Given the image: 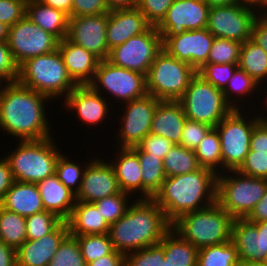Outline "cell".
<instances>
[{"label": "cell", "instance_id": "cell-1", "mask_svg": "<svg viewBox=\"0 0 267 266\" xmlns=\"http://www.w3.org/2000/svg\"><path fill=\"white\" fill-rule=\"evenodd\" d=\"M49 100L18 81L6 83L0 92V130L19 141L52 137L44 103Z\"/></svg>", "mask_w": 267, "mask_h": 266}, {"label": "cell", "instance_id": "cell-2", "mask_svg": "<svg viewBox=\"0 0 267 266\" xmlns=\"http://www.w3.org/2000/svg\"><path fill=\"white\" fill-rule=\"evenodd\" d=\"M127 212L111 224L108 236L115 251L124 255L158 244L172 223L152 198H138Z\"/></svg>", "mask_w": 267, "mask_h": 266}, {"label": "cell", "instance_id": "cell-3", "mask_svg": "<svg viewBox=\"0 0 267 266\" xmlns=\"http://www.w3.org/2000/svg\"><path fill=\"white\" fill-rule=\"evenodd\" d=\"M217 175L210 169L166 177L152 198L172 223L183 214L207 208L216 202Z\"/></svg>", "mask_w": 267, "mask_h": 266}, {"label": "cell", "instance_id": "cell-4", "mask_svg": "<svg viewBox=\"0 0 267 266\" xmlns=\"http://www.w3.org/2000/svg\"><path fill=\"white\" fill-rule=\"evenodd\" d=\"M234 218L217 202L211 206L183 214L172 222L171 229L198 250L231 240Z\"/></svg>", "mask_w": 267, "mask_h": 266}, {"label": "cell", "instance_id": "cell-5", "mask_svg": "<svg viewBox=\"0 0 267 266\" xmlns=\"http://www.w3.org/2000/svg\"><path fill=\"white\" fill-rule=\"evenodd\" d=\"M17 81L53 100L66 98L77 86L69 76L58 49L23 62L19 66Z\"/></svg>", "mask_w": 267, "mask_h": 266}, {"label": "cell", "instance_id": "cell-6", "mask_svg": "<svg viewBox=\"0 0 267 266\" xmlns=\"http://www.w3.org/2000/svg\"><path fill=\"white\" fill-rule=\"evenodd\" d=\"M54 140L48 137L19 141L15 150L5 154L15 181L37 184L55 173L62 152Z\"/></svg>", "mask_w": 267, "mask_h": 266}, {"label": "cell", "instance_id": "cell-7", "mask_svg": "<svg viewBox=\"0 0 267 266\" xmlns=\"http://www.w3.org/2000/svg\"><path fill=\"white\" fill-rule=\"evenodd\" d=\"M266 189L265 178L250 177L238 170L225 171L217 175L216 202L234 219H245Z\"/></svg>", "mask_w": 267, "mask_h": 266}, {"label": "cell", "instance_id": "cell-8", "mask_svg": "<svg viewBox=\"0 0 267 266\" xmlns=\"http://www.w3.org/2000/svg\"><path fill=\"white\" fill-rule=\"evenodd\" d=\"M196 73L191 65L170 56L163 49L151 64L146 76L147 94L160 101H178Z\"/></svg>", "mask_w": 267, "mask_h": 266}, {"label": "cell", "instance_id": "cell-9", "mask_svg": "<svg viewBox=\"0 0 267 266\" xmlns=\"http://www.w3.org/2000/svg\"><path fill=\"white\" fill-rule=\"evenodd\" d=\"M188 120L216 127L233 108L226 102L223 91L196 73L185 93L178 100Z\"/></svg>", "mask_w": 267, "mask_h": 266}, {"label": "cell", "instance_id": "cell-10", "mask_svg": "<svg viewBox=\"0 0 267 266\" xmlns=\"http://www.w3.org/2000/svg\"><path fill=\"white\" fill-rule=\"evenodd\" d=\"M243 110L233 109L215 127L221 140L222 173L241 167L250 150V138L254 127L261 121L258 114L256 117H248L244 115L246 112Z\"/></svg>", "mask_w": 267, "mask_h": 266}, {"label": "cell", "instance_id": "cell-11", "mask_svg": "<svg viewBox=\"0 0 267 266\" xmlns=\"http://www.w3.org/2000/svg\"><path fill=\"white\" fill-rule=\"evenodd\" d=\"M89 85L101 95H112L109 99L114 97L117 103L119 100L126 103L147 94L145 75L116 66L107 59L100 60Z\"/></svg>", "mask_w": 267, "mask_h": 266}, {"label": "cell", "instance_id": "cell-12", "mask_svg": "<svg viewBox=\"0 0 267 266\" xmlns=\"http://www.w3.org/2000/svg\"><path fill=\"white\" fill-rule=\"evenodd\" d=\"M163 50V41L157 27L129 38L109 51L107 60L116 66L147 76L150 66Z\"/></svg>", "mask_w": 267, "mask_h": 266}, {"label": "cell", "instance_id": "cell-13", "mask_svg": "<svg viewBox=\"0 0 267 266\" xmlns=\"http://www.w3.org/2000/svg\"><path fill=\"white\" fill-rule=\"evenodd\" d=\"M260 12L237 2L228 6H214L209 10L207 29L218 38L244 43L251 39L252 26Z\"/></svg>", "mask_w": 267, "mask_h": 266}, {"label": "cell", "instance_id": "cell-14", "mask_svg": "<svg viewBox=\"0 0 267 266\" xmlns=\"http://www.w3.org/2000/svg\"><path fill=\"white\" fill-rule=\"evenodd\" d=\"M7 43L15 62L20 66L30 58L55 51L59 40L25 15L9 27Z\"/></svg>", "mask_w": 267, "mask_h": 266}, {"label": "cell", "instance_id": "cell-15", "mask_svg": "<svg viewBox=\"0 0 267 266\" xmlns=\"http://www.w3.org/2000/svg\"><path fill=\"white\" fill-rule=\"evenodd\" d=\"M160 100L153 95L145 96L123 103L121 126L118 129L117 139L119 148H132L150 133L153 115Z\"/></svg>", "mask_w": 267, "mask_h": 266}, {"label": "cell", "instance_id": "cell-16", "mask_svg": "<svg viewBox=\"0 0 267 266\" xmlns=\"http://www.w3.org/2000/svg\"><path fill=\"white\" fill-rule=\"evenodd\" d=\"M163 49L180 61L191 65L196 71L207 63L215 37L207 28L187 30L176 36H161Z\"/></svg>", "mask_w": 267, "mask_h": 266}, {"label": "cell", "instance_id": "cell-17", "mask_svg": "<svg viewBox=\"0 0 267 266\" xmlns=\"http://www.w3.org/2000/svg\"><path fill=\"white\" fill-rule=\"evenodd\" d=\"M209 10L203 0H174L157 30L161 36H176L206 28Z\"/></svg>", "mask_w": 267, "mask_h": 266}, {"label": "cell", "instance_id": "cell-18", "mask_svg": "<svg viewBox=\"0 0 267 266\" xmlns=\"http://www.w3.org/2000/svg\"><path fill=\"white\" fill-rule=\"evenodd\" d=\"M231 240L241 264L267 262V220L249 222L246 219H234Z\"/></svg>", "mask_w": 267, "mask_h": 266}, {"label": "cell", "instance_id": "cell-19", "mask_svg": "<svg viewBox=\"0 0 267 266\" xmlns=\"http://www.w3.org/2000/svg\"><path fill=\"white\" fill-rule=\"evenodd\" d=\"M108 13L70 17L67 38L93 53L100 60L109 56L106 41Z\"/></svg>", "mask_w": 267, "mask_h": 266}, {"label": "cell", "instance_id": "cell-20", "mask_svg": "<svg viewBox=\"0 0 267 266\" xmlns=\"http://www.w3.org/2000/svg\"><path fill=\"white\" fill-rule=\"evenodd\" d=\"M90 160L84 170L81 187L75 200L94 203L99 199L120 193L121 189L112 164L106 159L105 161L101 159V156Z\"/></svg>", "mask_w": 267, "mask_h": 266}, {"label": "cell", "instance_id": "cell-21", "mask_svg": "<svg viewBox=\"0 0 267 266\" xmlns=\"http://www.w3.org/2000/svg\"><path fill=\"white\" fill-rule=\"evenodd\" d=\"M68 234V224L62 220L49 234L36 240H26L16 250L17 266H48Z\"/></svg>", "mask_w": 267, "mask_h": 266}, {"label": "cell", "instance_id": "cell-22", "mask_svg": "<svg viewBox=\"0 0 267 266\" xmlns=\"http://www.w3.org/2000/svg\"><path fill=\"white\" fill-rule=\"evenodd\" d=\"M64 106L68 111L74 110L75 115H78L81 122L89 124L90 126H97L101 124L105 118L108 117L107 113L112 110L108 107L107 98H105L95 91L89 84L77 85L64 99Z\"/></svg>", "mask_w": 267, "mask_h": 266}, {"label": "cell", "instance_id": "cell-23", "mask_svg": "<svg viewBox=\"0 0 267 266\" xmlns=\"http://www.w3.org/2000/svg\"><path fill=\"white\" fill-rule=\"evenodd\" d=\"M151 25L135 8L114 9L108 13L106 41L108 49L123 44L129 38L147 31Z\"/></svg>", "mask_w": 267, "mask_h": 266}, {"label": "cell", "instance_id": "cell-24", "mask_svg": "<svg viewBox=\"0 0 267 266\" xmlns=\"http://www.w3.org/2000/svg\"><path fill=\"white\" fill-rule=\"evenodd\" d=\"M60 51L67 72L77 85L89 84L95 75L100 59L67 37L59 41Z\"/></svg>", "mask_w": 267, "mask_h": 266}, {"label": "cell", "instance_id": "cell-25", "mask_svg": "<svg viewBox=\"0 0 267 266\" xmlns=\"http://www.w3.org/2000/svg\"><path fill=\"white\" fill-rule=\"evenodd\" d=\"M186 119L179 101H159L153 115L150 133L162 136L178 145L182 140V129Z\"/></svg>", "mask_w": 267, "mask_h": 266}, {"label": "cell", "instance_id": "cell-26", "mask_svg": "<svg viewBox=\"0 0 267 266\" xmlns=\"http://www.w3.org/2000/svg\"><path fill=\"white\" fill-rule=\"evenodd\" d=\"M0 206L24 217L45 211L37 184L19 181H14Z\"/></svg>", "mask_w": 267, "mask_h": 266}, {"label": "cell", "instance_id": "cell-27", "mask_svg": "<svg viewBox=\"0 0 267 266\" xmlns=\"http://www.w3.org/2000/svg\"><path fill=\"white\" fill-rule=\"evenodd\" d=\"M37 186L44 209L66 221L75 205V195L59 181L55 173L38 182Z\"/></svg>", "mask_w": 267, "mask_h": 266}, {"label": "cell", "instance_id": "cell-28", "mask_svg": "<svg viewBox=\"0 0 267 266\" xmlns=\"http://www.w3.org/2000/svg\"><path fill=\"white\" fill-rule=\"evenodd\" d=\"M117 149V157L109 162L115 169L121 191L131 195L141 193L137 198H142V171L138 155L131 148Z\"/></svg>", "mask_w": 267, "mask_h": 266}, {"label": "cell", "instance_id": "cell-29", "mask_svg": "<svg viewBox=\"0 0 267 266\" xmlns=\"http://www.w3.org/2000/svg\"><path fill=\"white\" fill-rule=\"evenodd\" d=\"M72 236L108 234L110 225L93 203L75 201L70 217L66 220Z\"/></svg>", "mask_w": 267, "mask_h": 266}, {"label": "cell", "instance_id": "cell-30", "mask_svg": "<svg viewBox=\"0 0 267 266\" xmlns=\"http://www.w3.org/2000/svg\"><path fill=\"white\" fill-rule=\"evenodd\" d=\"M26 16L59 41L67 37L69 16L39 0H27Z\"/></svg>", "mask_w": 267, "mask_h": 266}, {"label": "cell", "instance_id": "cell-31", "mask_svg": "<svg viewBox=\"0 0 267 266\" xmlns=\"http://www.w3.org/2000/svg\"><path fill=\"white\" fill-rule=\"evenodd\" d=\"M159 243L164 247V266H197L198 249L172 229Z\"/></svg>", "mask_w": 267, "mask_h": 266}, {"label": "cell", "instance_id": "cell-32", "mask_svg": "<svg viewBox=\"0 0 267 266\" xmlns=\"http://www.w3.org/2000/svg\"><path fill=\"white\" fill-rule=\"evenodd\" d=\"M131 149L138 155L141 166L142 198H153L166 178L163 160L145 153L138 146Z\"/></svg>", "mask_w": 267, "mask_h": 266}, {"label": "cell", "instance_id": "cell-33", "mask_svg": "<svg viewBox=\"0 0 267 266\" xmlns=\"http://www.w3.org/2000/svg\"><path fill=\"white\" fill-rule=\"evenodd\" d=\"M238 67L260 85L267 82V52L251 39L242 43Z\"/></svg>", "mask_w": 267, "mask_h": 266}, {"label": "cell", "instance_id": "cell-34", "mask_svg": "<svg viewBox=\"0 0 267 266\" xmlns=\"http://www.w3.org/2000/svg\"><path fill=\"white\" fill-rule=\"evenodd\" d=\"M194 153L201 168L210 169L216 175L222 173L221 140L215 127L206 134Z\"/></svg>", "mask_w": 267, "mask_h": 266}, {"label": "cell", "instance_id": "cell-35", "mask_svg": "<svg viewBox=\"0 0 267 266\" xmlns=\"http://www.w3.org/2000/svg\"><path fill=\"white\" fill-rule=\"evenodd\" d=\"M0 240L18 249L26 240V217L0 206Z\"/></svg>", "mask_w": 267, "mask_h": 266}, {"label": "cell", "instance_id": "cell-36", "mask_svg": "<svg viewBox=\"0 0 267 266\" xmlns=\"http://www.w3.org/2000/svg\"><path fill=\"white\" fill-rule=\"evenodd\" d=\"M197 266H241L232 240L198 250Z\"/></svg>", "mask_w": 267, "mask_h": 266}, {"label": "cell", "instance_id": "cell-37", "mask_svg": "<svg viewBox=\"0 0 267 266\" xmlns=\"http://www.w3.org/2000/svg\"><path fill=\"white\" fill-rule=\"evenodd\" d=\"M166 177L184 175L200 168L194 150L174 145L163 159Z\"/></svg>", "mask_w": 267, "mask_h": 266}, {"label": "cell", "instance_id": "cell-38", "mask_svg": "<svg viewBox=\"0 0 267 266\" xmlns=\"http://www.w3.org/2000/svg\"><path fill=\"white\" fill-rule=\"evenodd\" d=\"M259 85L260 84L255 81L248 73L238 67L233 73L232 77L229 79L227 86L223 90L225 100L233 109H242L241 105L244 101H242L240 97H247L254 91L259 92L261 90L259 88L263 87V85ZM233 95L234 97L236 95V99H239L242 102H239V106L237 105L238 101L233 97Z\"/></svg>", "mask_w": 267, "mask_h": 266}, {"label": "cell", "instance_id": "cell-39", "mask_svg": "<svg viewBox=\"0 0 267 266\" xmlns=\"http://www.w3.org/2000/svg\"><path fill=\"white\" fill-rule=\"evenodd\" d=\"M86 264L111 254L115 249L108 234L75 236Z\"/></svg>", "mask_w": 267, "mask_h": 266}, {"label": "cell", "instance_id": "cell-40", "mask_svg": "<svg viewBox=\"0 0 267 266\" xmlns=\"http://www.w3.org/2000/svg\"><path fill=\"white\" fill-rule=\"evenodd\" d=\"M68 157L69 156L63 154L59 156L55 174L59 181L76 196L81 187L84 170L89 162L87 161L84 163L85 166H83V164L80 166V163H74V161H70L71 159Z\"/></svg>", "mask_w": 267, "mask_h": 266}, {"label": "cell", "instance_id": "cell-41", "mask_svg": "<svg viewBox=\"0 0 267 266\" xmlns=\"http://www.w3.org/2000/svg\"><path fill=\"white\" fill-rule=\"evenodd\" d=\"M131 194L120 192L95 201L93 204L98 208L105 221L111 225L117 222L129 208L128 198Z\"/></svg>", "mask_w": 267, "mask_h": 266}, {"label": "cell", "instance_id": "cell-42", "mask_svg": "<svg viewBox=\"0 0 267 266\" xmlns=\"http://www.w3.org/2000/svg\"><path fill=\"white\" fill-rule=\"evenodd\" d=\"M48 266H87L75 236L64 238Z\"/></svg>", "mask_w": 267, "mask_h": 266}, {"label": "cell", "instance_id": "cell-43", "mask_svg": "<svg viewBox=\"0 0 267 266\" xmlns=\"http://www.w3.org/2000/svg\"><path fill=\"white\" fill-rule=\"evenodd\" d=\"M241 47L242 43L238 41L215 37L207 63H239Z\"/></svg>", "mask_w": 267, "mask_h": 266}, {"label": "cell", "instance_id": "cell-44", "mask_svg": "<svg viewBox=\"0 0 267 266\" xmlns=\"http://www.w3.org/2000/svg\"><path fill=\"white\" fill-rule=\"evenodd\" d=\"M60 219L51 211H43L26 217L27 240H36L49 234L60 222Z\"/></svg>", "mask_w": 267, "mask_h": 266}, {"label": "cell", "instance_id": "cell-45", "mask_svg": "<svg viewBox=\"0 0 267 266\" xmlns=\"http://www.w3.org/2000/svg\"><path fill=\"white\" fill-rule=\"evenodd\" d=\"M237 68L238 63H205L199 70H197V73L217 89L223 91Z\"/></svg>", "mask_w": 267, "mask_h": 266}, {"label": "cell", "instance_id": "cell-46", "mask_svg": "<svg viewBox=\"0 0 267 266\" xmlns=\"http://www.w3.org/2000/svg\"><path fill=\"white\" fill-rule=\"evenodd\" d=\"M125 266H164V247L158 243L128 253Z\"/></svg>", "mask_w": 267, "mask_h": 266}, {"label": "cell", "instance_id": "cell-47", "mask_svg": "<svg viewBox=\"0 0 267 266\" xmlns=\"http://www.w3.org/2000/svg\"><path fill=\"white\" fill-rule=\"evenodd\" d=\"M174 0H139L137 9L151 26L157 27L167 14Z\"/></svg>", "mask_w": 267, "mask_h": 266}, {"label": "cell", "instance_id": "cell-48", "mask_svg": "<svg viewBox=\"0 0 267 266\" xmlns=\"http://www.w3.org/2000/svg\"><path fill=\"white\" fill-rule=\"evenodd\" d=\"M212 128L207 124L186 119L182 129V140L179 145L195 150Z\"/></svg>", "mask_w": 267, "mask_h": 266}, {"label": "cell", "instance_id": "cell-49", "mask_svg": "<svg viewBox=\"0 0 267 266\" xmlns=\"http://www.w3.org/2000/svg\"><path fill=\"white\" fill-rule=\"evenodd\" d=\"M238 171L250 177L267 179V153H254L249 150Z\"/></svg>", "mask_w": 267, "mask_h": 266}, {"label": "cell", "instance_id": "cell-50", "mask_svg": "<svg viewBox=\"0 0 267 266\" xmlns=\"http://www.w3.org/2000/svg\"><path fill=\"white\" fill-rule=\"evenodd\" d=\"M27 0H0V22L14 25L26 15Z\"/></svg>", "mask_w": 267, "mask_h": 266}, {"label": "cell", "instance_id": "cell-51", "mask_svg": "<svg viewBox=\"0 0 267 266\" xmlns=\"http://www.w3.org/2000/svg\"><path fill=\"white\" fill-rule=\"evenodd\" d=\"M174 145L169 139L149 133L137 146L145 153L163 160Z\"/></svg>", "mask_w": 267, "mask_h": 266}, {"label": "cell", "instance_id": "cell-52", "mask_svg": "<svg viewBox=\"0 0 267 266\" xmlns=\"http://www.w3.org/2000/svg\"><path fill=\"white\" fill-rule=\"evenodd\" d=\"M19 66L15 62L8 43L0 42V77L6 82L17 81Z\"/></svg>", "mask_w": 267, "mask_h": 266}, {"label": "cell", "instance_id": "cell-53", "mask_svg": "<svg viewBox=\"0 0 267 266\" xmlns=\"http://www.w3.org/2000/svg\"><path fill=\"white\" fill-rule=\"evenodd\" d=\"M106 0H73L70 17L109 13Z\"/></svg>", "mask_w": 267, "mask_h": 266}, {"label": "cell", "instance_id": "cell-54", "mask_svg": "<svg viewBox=\"0 0 267 266\" xmlns=\"http://www.w3.org/2000/svg\"><path fill=\"white\" fill-rule=\"evenodd\" d=\"M250 150L254 153H267V122L260 121L250 138Z\"/></svg>", "mask_w": 267, "mask_h": 266}, {"label": "cell", "instance_id": "cell-55", "mask_svg": "<svg viewBox=\"0 0 267 266\" xmlns=\"http://www.w3.org/2000/svg\"><path fill=\"white\" fill-rule=\"evenodd\" d=\"M251 40L267 52V13H260L252 26Z\"/></svg>", "mask_w": 267, "mask_h": 266}, {"label": "cell", "instance_id": "cell-56", "mask_svg": "<svg viewBox=\"0 0 267 266\" xmlns=\"http://www.w3.org/2000/svg\"><path fill=\"white\" fill-rule=\"evenodd\" d=\"M12 171L5 157L0 158V201L14 183Z\"/></svg>", "mask_w": 267, "mask_h": 266}, {"label": "cell", "instance_id": "cell-57", "mask_svg": "<svg viewBox=\"0 0 267 266\" xmlns=\"http://www.w3.org/2000/svg\"><path fill=\"white\" fill-rule=\"evenodd\" d=\"M87 266H125V255L114 250L111 254L88 263Z\"/></svg>", "mask_w": 267, "mask_h": 266}, {"label": "cell", "instance_id": "cell-58", "mask_svg": "<svg viewBox=\"0 0 267 266\" xmlns=\"http://www.w3.org/2000/svg\"><path fill=\"white\" fill-rule=\"evenodd\" d=\"M245 219L249 222L267 220V189L262 199L255 205L251 213Z\"/></svg>", "mask_w": 267, "mask_h": 266}, {"label": "cell", "instance_id": "cell-59", "mask_svg": "<svg viewBox=\"0 0 267 266\" xmlns=\"http://www.w3.org/2000/svg\"><path fill=\"white\" fill-rule=\"evenodd\" d=\"M16 249L0 240V266H17Z\"/></svg>", "mask_w": 267, "mask_h": 266}, {"label": "cell", "instance_id": "cell-60", "mask_svg": "<svg viewBox=\"0 0 267 266\" xmlns=\"http://www.w3.org/2000/svg\"><path fill=\"white\" fill-rule=\"evenodd\" d=\"M39 1L54 9L63 11L70 18L73 0H39Z\"/></svg>", "mask_w": 267, "mask_h": 266}, {"label": "cell", "instance_id": "cell-61", "mask_svg": "<svg viewBox=\"0 0 267 266\" xmlns=\"http://www.w3.org/2000/svg\"><path fill=\"white\" fill-rule=\"evenodd\" d=\"M139 0H106L109 10L137 7Z\"/></svg>", "mask_w": 267, "mask_h": 266}, {"label": "cell", "instance_id": "cell-62", "mask_svg": "<svg viewBox=\"0 0 267 266\" xmlns=\"http://www.w3.org/2000/svg\"><path fill=\"white\" fill-rule=\"evenodd\" d=\"M239 2L257 9L260 13H267V0H239Z\"/></svg>", "mask_w": 267, "mask_h": 266}, {"label": "cell", "instance_id": "cell-63", "mask_svg": "<svg viewBox=\"0 0 267 266\" xmlns=\"http://www.w3.org/2000/svg\"><path fill=\"white\" fill-rule=\"evenodd\" d=\"M210 8L214 6H228L239 2V0H203Z\"/></svg>", "mask_w": 267, "mask_h": 266}, {"label": "cell", "instance_id": "cell-64", "mask_svg": "<svg viewBox=\"0 0 267 266\" xmlns=\"http://www.w3.org/2000/svg\"><path fill=\"white\" fill-rule=\"evenodd\" d=\"M9 26L0 22V42H6L8 40Z\"/></svg>", "mask_w": 267, "mask_h": 266}, {"label": "cell", "instance_id": "cell-65", "mask_svg": "<svg viewBox=\"0 0 267 266\" xmlns=\"http://www.w3.org/2000/svg\"><path fill=\"white\" fill-rule=\"evenodd\" d=\"M266 88H267V86H266ZM265 93H267V91H264ZM264 101H266V102H264V103H266L265 104V106H266V110H267V95H265V98H264ZM261 115V116H260ZM260 115L258 116L259 117V119L261 120V121H264V122H267V116L266 115H262V113H260Z\"/></svg>", "mask_w": 267, "mask_h": 266}, {"label": "cell", "instance_id": "cell-66", "mask_svg": "<svg viewBox=\"0 0 267 266\" xmlns=\"http://www.w3.org/2000/svg\"><path fill=\"white\" fill-rule=\"evenodd\" d=\"M241 266H267V262L265 263H243Z\"/></svg>", "mask_w": 267, "mask_h": 266}, {"label": "cell", "instance_id": "cell-67", "mask_svg": "<svg viewBox=\"0 0 267 266\" xmlns=\"http://www.w3.org/2000/svg\"><path fill=\"white\" fill-rule=\"evenodd\" d=\"M6 82L0 77V92L3 90V87L5 86Z\"/></svg>", "mask_w": 267, "mask_h": 266}]
</instances>
